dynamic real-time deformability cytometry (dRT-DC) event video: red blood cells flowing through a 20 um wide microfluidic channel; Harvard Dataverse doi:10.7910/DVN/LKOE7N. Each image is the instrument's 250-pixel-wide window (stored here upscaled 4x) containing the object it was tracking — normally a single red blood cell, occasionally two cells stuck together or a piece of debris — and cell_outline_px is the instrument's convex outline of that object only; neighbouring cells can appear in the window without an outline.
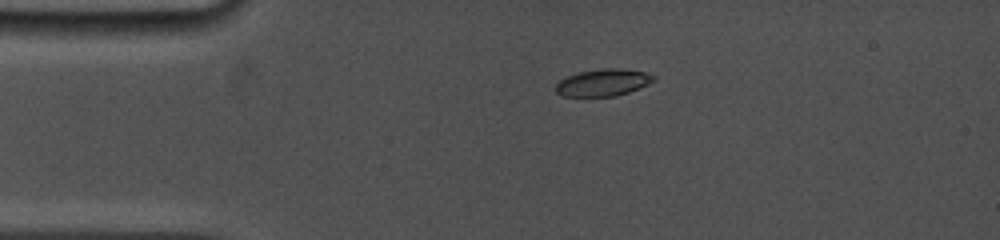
{"species": "common noctule bat (a hibernating species)", "species_latin": "Nyctalus noctula", "temperature_condition": "cold", "stored_images_in_passage": 65, "camera_frame_rate_fps": 5000, "um_per_image_px": 0.085, "animal": {"sex": "female", "body_mass_g": 19.0, "forearm_length_mm": 53.3}, "frame": {"image": 1, "passage_image": 1, "time_ms": 0.0, "image_size_px": [1000, 240], "cell_outline_px": [[656, 80], [648, 84], [628, 92], [616, 96], [560, 96], [556, 92], [556, 84], [560, 80], [568, 76], [580, 72], [604, 68], [620, 68], [644, 72], [656, 76]], "centroid_in_image_um": [51.27, 7.02], "position_along_channel_um": 33.7, "area_um2": 15.32}}
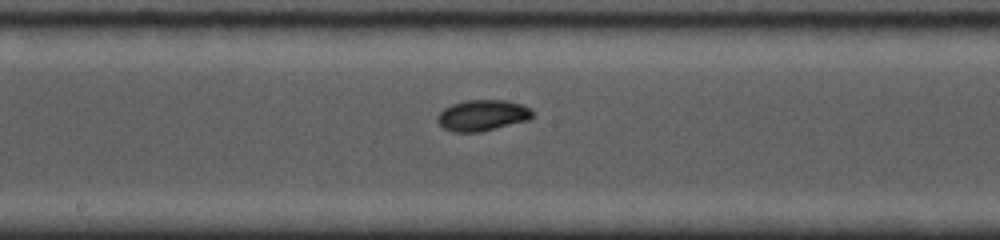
{"frame": {"image": 2, "passage_image": 28, "time_ms": 5.4, "image_size_px": [1000, 240], "cell_outline_px": [[532, 116], [528, 120], [480, 132], [452, 132], [444, 128], [436, 120], [436, 116], [444, 108], [452, 104], [464, 100], [504, 100], [524, 104], [532, 112]], "centroid_in_image_um": [40.97, 9.8], "position_along_channel_um": 207.2, "area_um2": 17.17}}
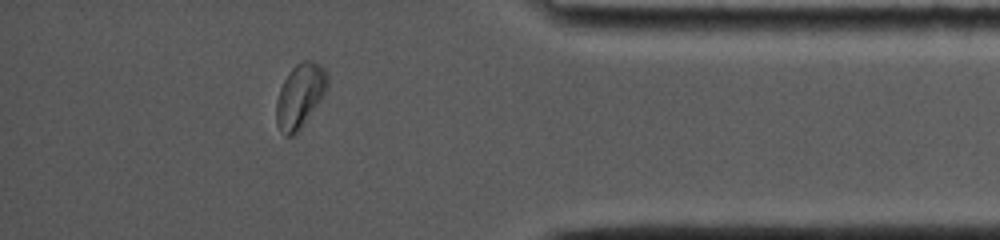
{"frame": {"image": 3, "passage_image": 56, "time_ms": 11.0, "image_size_px": [1000, 240], "cell_outline_px": [[328, 88], [300, 132], [292, 136], [284, 136], [276, 124], [276, 100], [280, 88], [284, 80], [292, 68], [296, 64], [304, 60], [308, 60], [320, 64], [328, 72]], "centroid_in_image_um": [25.51, 8.17], "position_along_channel_um": 409.7, "area_um2": 19.42}, "authors_computed_cell_mechanics": {"area_um2": 16.2996, "velocity_mm_per_s": 3.8731, "shape_relaxation_time_tau1_ms": 2.9601, "shape_relaxation_time_tau2_ms": 4.4119, "deformation_change_tau1": 0.1369, "deformation_change_tau2": 0.0466}}